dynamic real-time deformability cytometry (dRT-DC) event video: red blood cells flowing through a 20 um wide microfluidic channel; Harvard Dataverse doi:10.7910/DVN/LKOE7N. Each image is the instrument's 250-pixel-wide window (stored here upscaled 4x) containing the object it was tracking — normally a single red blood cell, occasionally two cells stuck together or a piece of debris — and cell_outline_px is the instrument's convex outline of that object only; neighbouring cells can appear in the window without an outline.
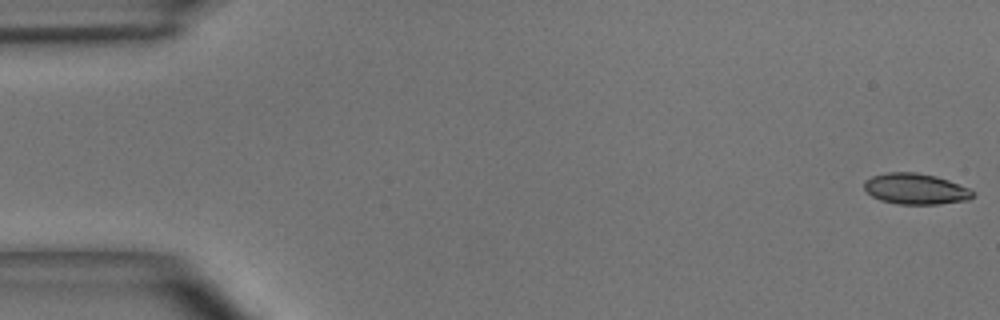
{"species": "common noctule bat (a hibernating species)", "species_latin": "Nyctalus noctula", "temperature_condition": "room temperature", "stored_images_in_passage": 7, "camera_frame_rate_fps": 3000, "um_per_image_px": 0.085, "animal": {"sex": "male", "body_mass_g": 15.6}, "frame": {"image": 1, "passage_image": 1, "time_ms": 0.0, "image_size_px": [1000, 320], "cell_outline_px": [[976, 196], [968, 200], [940, 204], [896, 204], [880, 200], [872, 196], [864, 188], [864, 180], [872, 176], [888, 172], [916, 172], [936, 176], [948, 180], [968, 188], [976, 192]], "centroid_in_image_um": [77.84, 16.06], "position_along_channel_um": 7.2, "area_um2": 19.71}}